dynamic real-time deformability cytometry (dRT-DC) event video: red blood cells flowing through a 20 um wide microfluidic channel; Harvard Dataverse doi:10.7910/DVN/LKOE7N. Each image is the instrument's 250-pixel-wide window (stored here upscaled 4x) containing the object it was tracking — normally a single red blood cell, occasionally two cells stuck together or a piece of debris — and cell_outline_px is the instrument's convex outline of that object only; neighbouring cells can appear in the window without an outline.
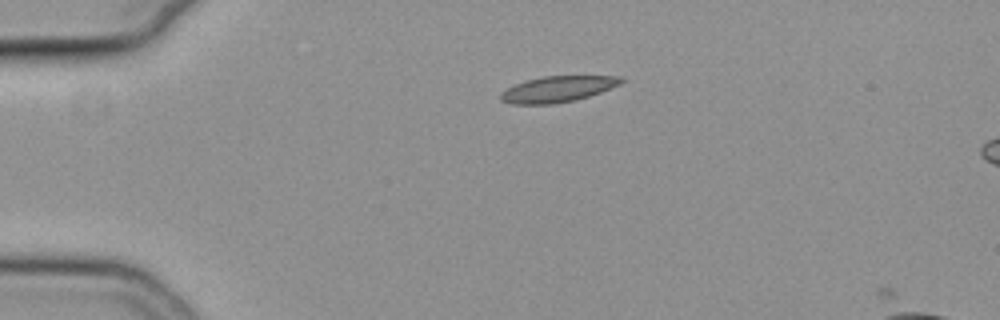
{"species": "common noctule bat (a hibernating species)", "species_latin": "Nyctalus noctula", "temperature_condition": "cold", "stored_images_in_passage": 43, "camera_frame_rate_fps": 3000, "um_per_image_px": 0.085, "animal": {"sex": "female", "body_mass_g": 19.3, "forearm_length_mm": 54.1}, "frame": {"image": 1, "passage_image": 3, "time_ms": 0.667, "image_size_px": [1000, 320], "cell_outline_px": [[624, 80], [620, 84], [600, 92], [588, 96], [572, 100], [552, 104], [512, 104], [500, 100], [500, 92], [524, 80], [544, 76], [624, 76]], "centroid_in_image_um": [47.38, 7.56], "position_along_channel_um": 37.6, "area_um2": 18.09}}
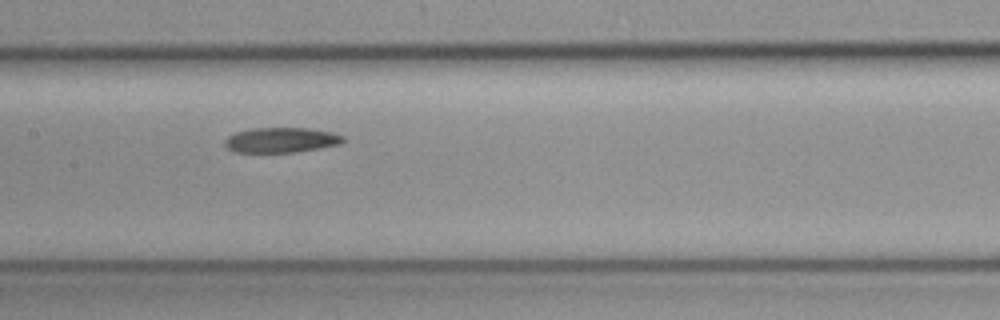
{"frame": {"image": 2, "passage_image": 18, "time_ms": 5.667, "image_size_px": [1000, 320], "cell_outline_px": [[344, 140], [340, 144], [296, 152], [236, 152], [228, 148], [224, 144], [224, 140], [228, 136], [236, 132], [252, 128], [308, 128], [332, 132], [344, 136]], "centroid_in_image_um": [23.89, 11.9], "position_along_channel_um": 183.5, "area_um2": 17.22}}
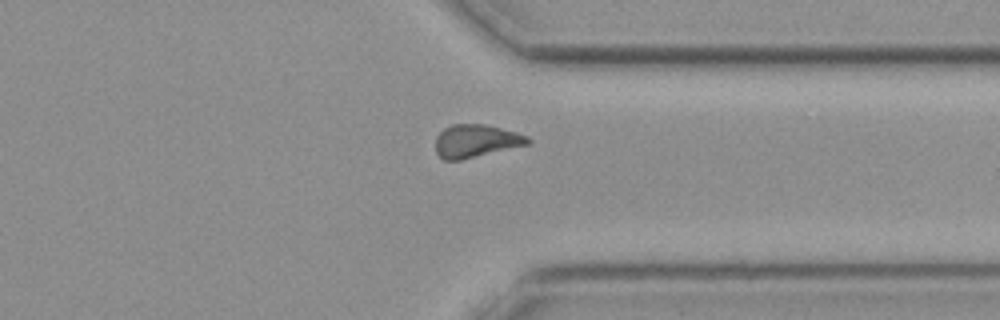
{"frame": {"image": 3, "passage_image": 33, "time_ms": 10.667, "image_size_px": [1000, 320], "cell_outline_px": [[532, 140], [528, 144], [460, 160], [444, 160], [436, 152], [436, 136], [444, 128], [452, 124], [484, 124], [516, 132], [528, 136]], "centroid_in_image_um": [40.44, 11.97], "position_along_channel_um": 371.0, "area_um2": 17.51}}